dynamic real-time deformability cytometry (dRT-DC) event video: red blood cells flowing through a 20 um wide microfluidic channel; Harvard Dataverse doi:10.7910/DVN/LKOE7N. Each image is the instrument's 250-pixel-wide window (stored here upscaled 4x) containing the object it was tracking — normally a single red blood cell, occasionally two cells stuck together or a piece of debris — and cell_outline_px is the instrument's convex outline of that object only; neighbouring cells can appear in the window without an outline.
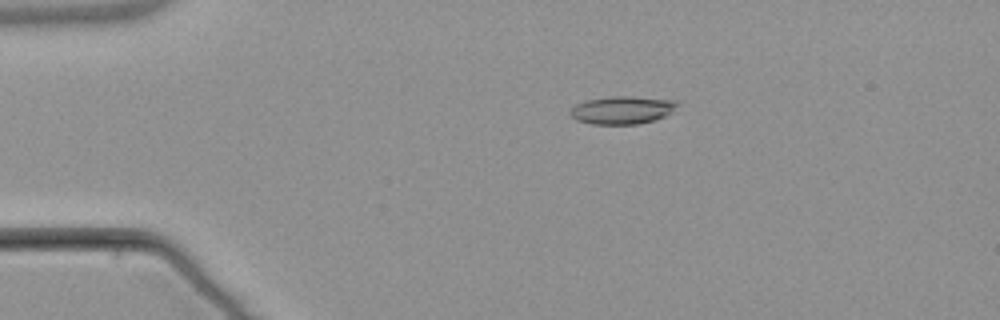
{"species": "common noctule bat (a hibernating species)", "species_latin": "Nyctalus noctula", "temperature_condition": "warm", "stored_images_in_passage": 5, "camera_frame_rate_fps": 3000, "um_per_image_px": 0.085, "animal": {"sex": "male", "body_mass_g": 21.5, "forearm_length_mm": 52.0}, "frame": {"image": 1, "passage_image": 3, "time_ms": 2.667, "image_size_px": [1000, 320], "cell_outline_px": [[680, 104], [672, 112], [664, 116], [652, 120], [636, 124], [592, 124], [576, 120], [568, 112], [576, 104], [588, 100], [612, 96], [628, 96], [676, 100]], "centroid_in_image_um": [52.9, 9.35], "position_along_channel_um": 32.1, "area_um2": 17.28}}
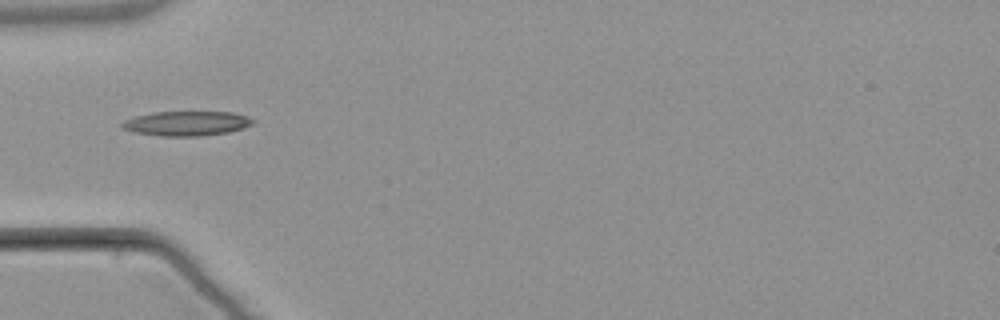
{"frame": {"image": 2, "passage_image": 5, "time_ms": 5.0, "image_size_px": [1000, 320], "cell_outline_px": [[256, 120], [252, 124], [228, 132], [200, 136], [160, 136], [136, 132], [124, 128], [120, 124], [124, 120], [136, 116], [152, 112], [232, 112]], "centroid_in_image_um": [15.84, 10.49], "position_along_channel_um": 69.2, "area_um2": 18.5}}